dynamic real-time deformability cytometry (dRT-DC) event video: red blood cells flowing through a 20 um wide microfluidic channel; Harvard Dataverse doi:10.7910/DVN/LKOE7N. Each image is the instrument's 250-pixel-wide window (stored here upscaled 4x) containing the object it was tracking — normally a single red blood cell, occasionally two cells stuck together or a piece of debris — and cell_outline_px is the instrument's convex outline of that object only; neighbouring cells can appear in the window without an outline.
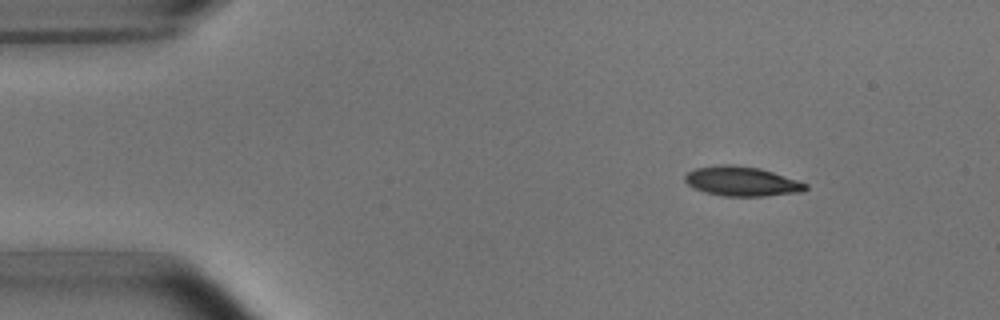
{"species": "common noctule bat (a hibernating species)", "species_latin": "Nyctalus noctula", "temperature_condition": "room temperature", "stored_images_in_passage": 3, "camera_frame_rate_fps": 3000, "um_per_image_px": 0.085, "animal": {"sex": "male", "body_mass_g": 15.6}, "frame": {"image": 1, "passage_image": 1, "time_ms": 0.0, "image_size_px": [1000, 320], "cell_outline_px": [[808, 188], [804, 192], [764, 196], [724, 196], [704, 192], [692, 188], [684, 180], [684, 176], [688, 172], [696, 168], [720, 164], [732, 164], [760, 168], [808, 184]], "centroid_in_image_um": [63.04, 15.41], "position_along_channel_um": 22.0, "area_um2": 20.87}}
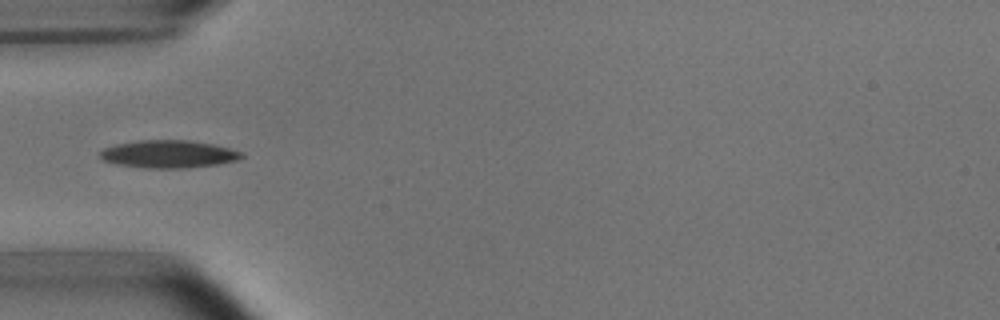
{"frame": {"image": 2, "passage_image": 3, "time_ms": 3.333, "image_size_px": [1000, 320], "cell_outline_px": [[244, 156], [236, 160], [220, 164], [184, 168], [144, 168], [116, 164], [104, 160], [100, 156], [100, 152], [104, 148], [116, 144], [136, 140], [188, 140], [212, 144], [244, 152]], "centroid_in_image_um": [14.33, 13.1], "position_along_channel_um": 70.7, "area_um2": 22.83}}